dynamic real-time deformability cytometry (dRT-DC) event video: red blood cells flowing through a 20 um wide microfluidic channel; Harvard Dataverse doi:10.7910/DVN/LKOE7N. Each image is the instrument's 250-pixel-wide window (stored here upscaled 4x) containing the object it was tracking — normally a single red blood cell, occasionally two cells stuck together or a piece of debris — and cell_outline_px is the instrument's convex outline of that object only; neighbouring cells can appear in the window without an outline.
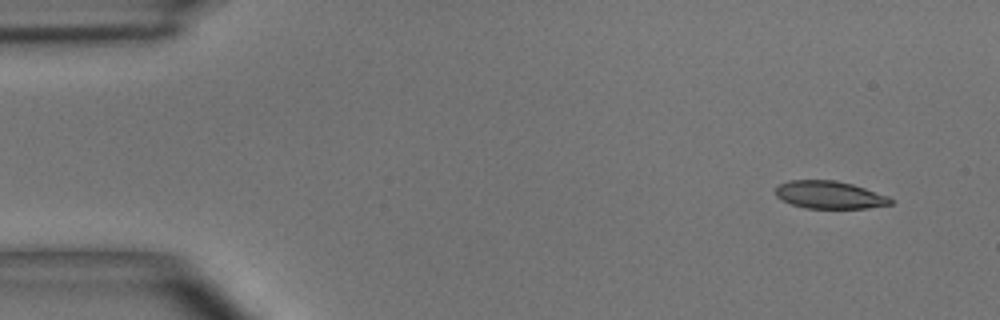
{"species": "common noctule bat (a hibernating species)", "species_latin": "Nyctalus noctula", "temperature_condition": "room temperature", "stored_images_in_passage": 4, "camera_frame_rate_fps": 3000, "um_per_image_px": 0.085, "animal": {"sex": "male", "body_mass_g": 15.6}, "frame": {"image": 1, "passage_image": 1, "time_ms": 0.0, "image_size_px": [1000, 320], "cell_outline_px": [[892, 204], [868, 208], [804, 208], [792, 204], [776, 196], [776, 188], [780, 184], [788, 180], [836, 180], [852, 184], [888, 196], [892, 200]], "centroid_in_image_um": [70.51, 16.56], "position_along_channel_um": 14.5, "area_um2": 18.38}}
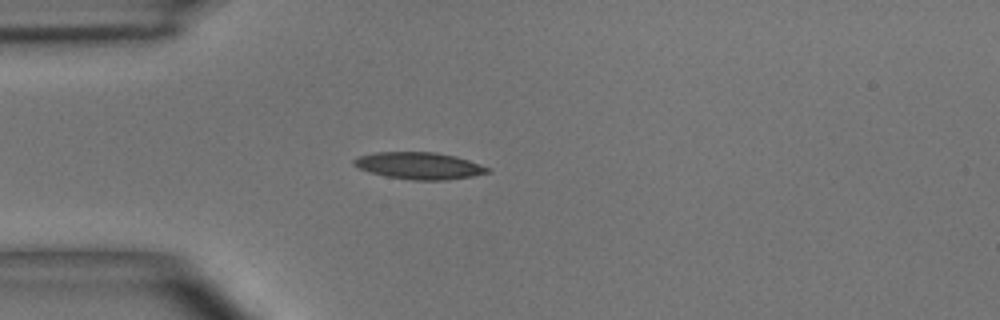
{"frame": {"image": 2, "passage_image": 4, "time_ms": 3.333, "image_size_px": [1000, 320], "cell_outline_px": [[492, 172], [472, 176], [444, 180], [412, 180], [388, 176], [368, 172], [352, 164], [352, 160], [360, 156], [376, 152], [436, 152], [456, 156], [492, 168]], "centroid_in_image_um": [35.67, 14.08], "position_along_channel_um": 49.3, "area_um2": 20.98}}